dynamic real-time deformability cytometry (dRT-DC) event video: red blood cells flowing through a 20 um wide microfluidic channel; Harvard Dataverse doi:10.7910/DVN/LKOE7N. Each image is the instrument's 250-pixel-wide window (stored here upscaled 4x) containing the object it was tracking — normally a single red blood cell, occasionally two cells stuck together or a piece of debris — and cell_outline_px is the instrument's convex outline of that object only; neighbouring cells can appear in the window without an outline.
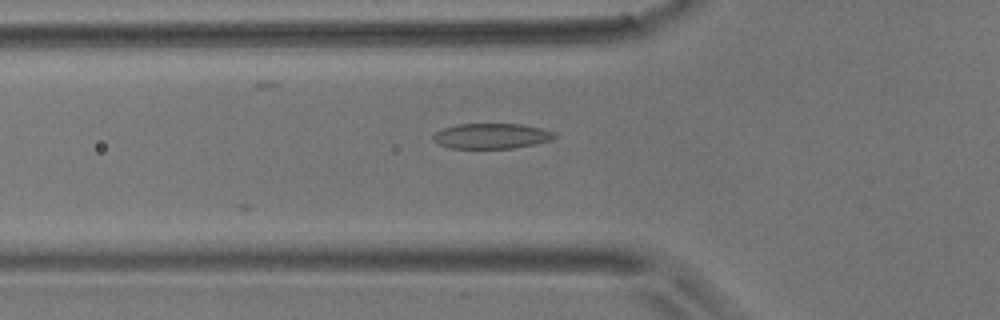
{"species": "common noctule bat (a hibernating species)", "species_latin": "Nyctalus noctula", "temperature_condition": "room temperature", "stored_images_in_passage": 22, "camera_frame_rate_fps": 3000, "um_per_image_px": 0.085, "animal": {"sex": "male", "body_mass_g": 17.9}, "frame": {"image": 1, "passage_image": 4, "time_ms": 1.0, "image_size_px": [1000, 320], "cell_outline_px": [[556, 136], [552, 140], [536, 144], [512, 148], [452, 148], [436, 144], [432, 140], [432, 136], [436, 132], [444, 128], [460, 124], [520, 124], [540, 128], [556, 132]], "centroid_in_image_um": [41.78, 11.56], "position_along_channel_um": 84.0, "area_um2": 17.92}}
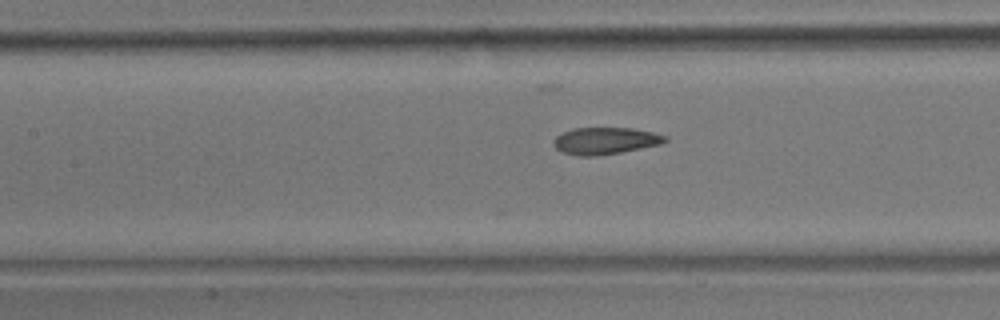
{"frame": {"image": 2, "passage_image": 10, "time_ms": 3.0, "image_size_px": [1000, 320], "cell_outline_px": [[668, 140], [660, 144], [620, 152], [596, 156], [576, 156], [564, 152], [556, 148], [552, 144], [552, 140], [556, 136], [572, 128], [632, 128], [652, 132], [668, 136]], "centroid_in_image_um": [51.42, 11.96], "position_along_channel_um": 156.0, "area_um2": 17.46}}
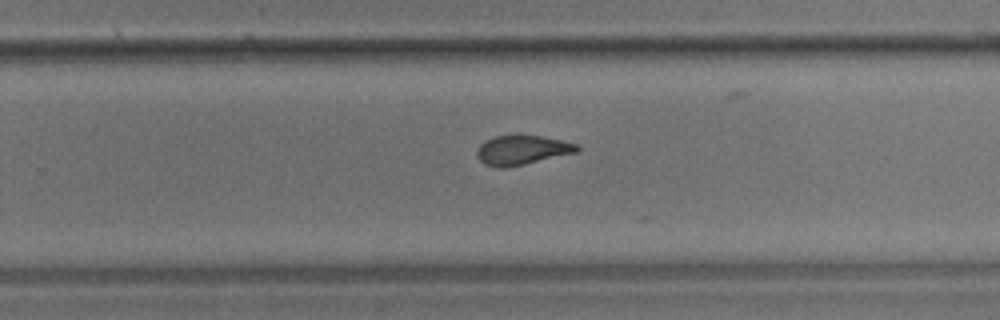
{"frame": {"image": 3, "passage_image": 21, "time_ms": 6.667, "image_size_px": [1000, 320], "cell_outline_px": [[580, 152], [508, 168], [500, 168], [484, 164], [476, 156], [476, 152], [480, 144], [484, 140], [496, 136], [540, 136], [564, 140], [576, 144], [580, 148]], "centroid_in_image_um": [44.39, 12.77], "position_along_channel_um": 285.4, "area_um2": 17.34}}